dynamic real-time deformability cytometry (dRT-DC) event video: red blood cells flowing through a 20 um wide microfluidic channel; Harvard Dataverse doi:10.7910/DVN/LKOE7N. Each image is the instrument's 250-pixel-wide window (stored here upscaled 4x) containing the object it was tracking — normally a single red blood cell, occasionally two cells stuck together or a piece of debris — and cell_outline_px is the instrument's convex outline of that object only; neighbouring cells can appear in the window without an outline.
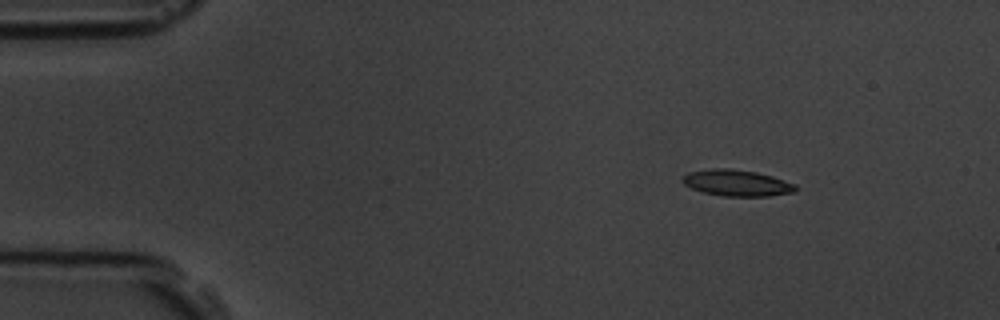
{"species": "common noctule bat (a hibernating species)", "species_latin": "Nyctalus noctula", "temperature_condition": "room temperature", "stored_images_in_passage": 5, "camera_frame_rate_fps": 3000, "um_per_image_px": 0.085, "animal": {"sex": "male", "body_mass_g": 19.5, "forearm_length_mm": 54.6}, "frame": {"image": 1, "passage_image": 1, "time_ms": 0.0, "image_size_px": [1000, 320], "cell_outline_px": [[796, 192], [768, 196], [724, 196], [704, 192], [692, 188], [684, 184], [680, 180], [688, 172], [712, 168], [732, 168], [756, 172], [772, 176], [796, 184]], "centroid_in_image_um": [62.63, 15.54], "position_along_channel_um": 22.4, "area_um2": 17.34}}
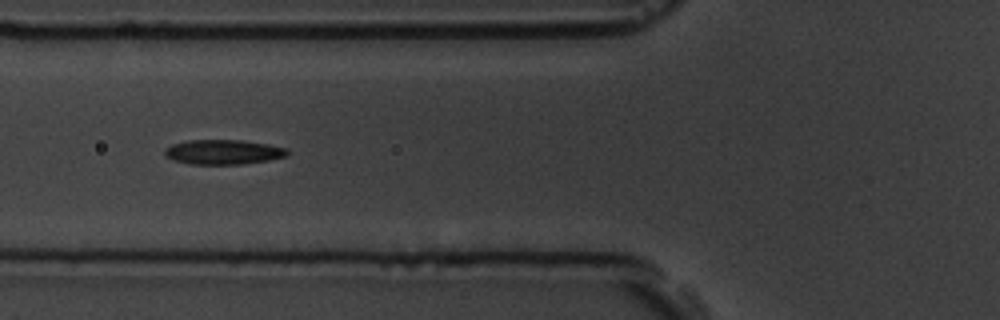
{"frame": {"image": 2, "passage_image": 4, "time_ms": 4.333, "image_size_px": [1000, 320], "cell_outline_px": [[288, 152], [284, 156], [268, 160], [240, 164], [192, 164], [172, 160], [164, 156], [164, 148], [172, 144], [188, 140], [240, 140], [268, 144], [288, 148]], "centroid_in_image_um": [18.92, 12.91], "position_along_channel_um": 106.9, "area_um2": 17.63}}
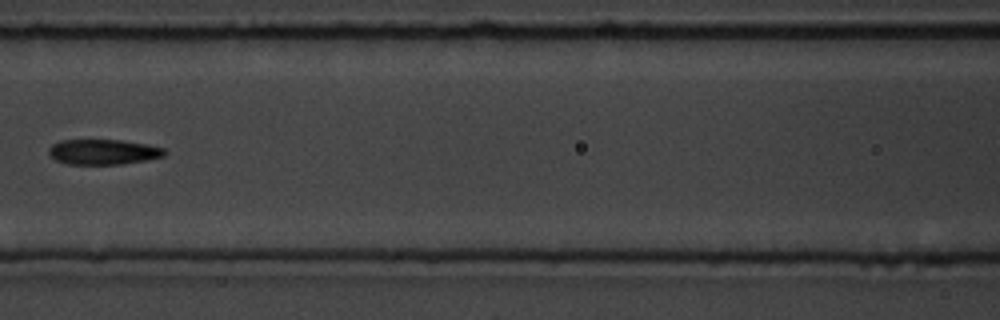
{"frame": {"image": 3, "passage_image": 5, "time_ms": 5.667, "image_size_px": [1000, 320], "cell_outline_px": [[168, 152], [164, 156], [144, 160], [120, 164], [68, 164], [56, 160], [48, 152], [48, 148], [52, 144], [60, 140], [120, 140], [144, 144], [164, 148]], "centroid_in_image_um": [8.76, 12.91], "position_along_channel_um": 157.8, "area_um2": 16.88}}